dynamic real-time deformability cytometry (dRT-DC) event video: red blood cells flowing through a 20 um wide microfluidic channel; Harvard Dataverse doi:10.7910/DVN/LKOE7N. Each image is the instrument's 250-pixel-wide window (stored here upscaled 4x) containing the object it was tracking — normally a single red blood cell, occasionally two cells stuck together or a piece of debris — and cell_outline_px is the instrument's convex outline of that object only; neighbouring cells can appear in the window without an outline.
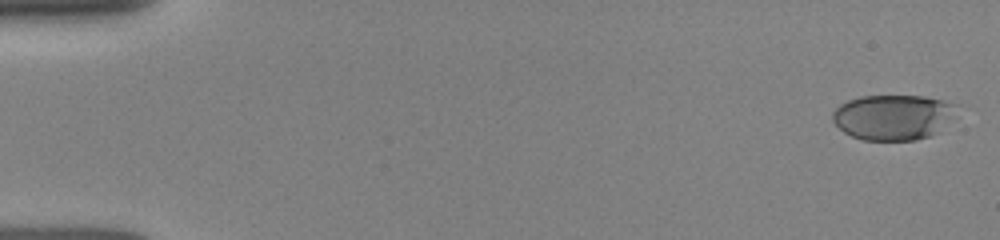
{"species": "human", "species_latin": "Homo sapiens", "temperature_condition": "room temperature", "stored_images_in_passage": 32, "camera_frame_rate_fps": 3000, "um_per_image_px": 0.085, "donor": {"sex": "female"}, "frame": {"image": 1, "passage_image": 1, "time_ms": 0.0, "image_size_px": [1000, 240], "cell_outline_px": [[956, 104], [932, 132], [928, 136], [916, 140], [864, 140], [852, 136], [844, 132], [832, 120], [832, 112], [840, 104], [848, 100], [860, 96], [924, 96], [944, 100]], "centroid_in_image_um": [75.73, 9.94], "position_along_channel_um": 9.3, "area_um2": 31.5}}
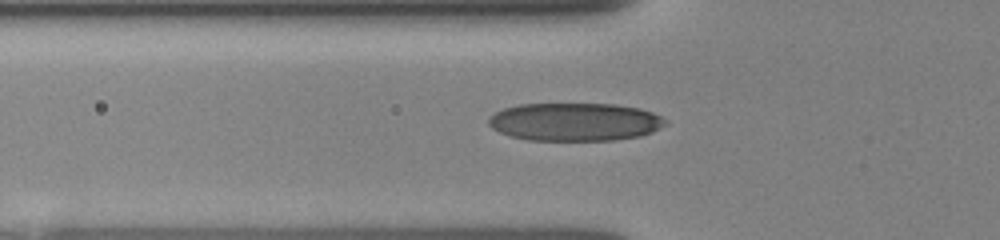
{"frame": {"image": 2, "passage_image": 18, "time_ms": 5.333, "image_size_px": [1000, 240], "cell_outline_px": [[668, 124], [652, 132], [640, 136], [612, 140], [528, 140], [512, 136], [500, 132], [492, 128], [488, 124], [488, 120], [496, 112], [504, 108], [520, 104], [616, 104], [640, 108], [652, 112], [668, 120]], "centroid_in_image_um": [48.91, 10.35], "position_along_channel_um": 76.9, "area_um2": 39.25}}
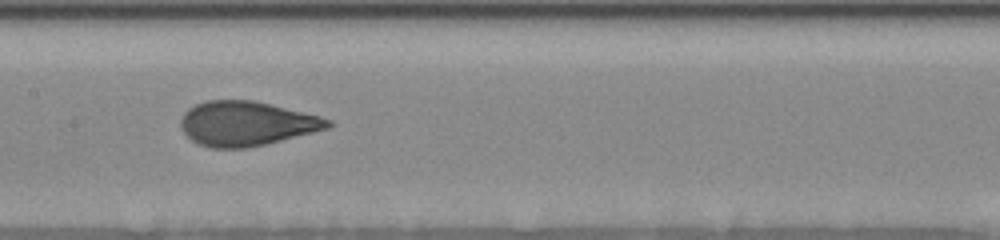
{"frame": {"image": 3, "passage_image": 27, "time_ms": 8.0, "image_size_px": [1000, 240], "cell_outline_px": [[336, 124], [328, 128], [248, 148], [212, 148], [200, 144], [192, 140], [180, 128], [180, 120], [184, 112], [188, 108], [196, 104], [208, 100], [252, 100], [320, 116], [332, 120]], "centroid_in_image_um": [20.93, 10.5], "position_along_channel_um": 186.5, "area_um2": 37.92}}